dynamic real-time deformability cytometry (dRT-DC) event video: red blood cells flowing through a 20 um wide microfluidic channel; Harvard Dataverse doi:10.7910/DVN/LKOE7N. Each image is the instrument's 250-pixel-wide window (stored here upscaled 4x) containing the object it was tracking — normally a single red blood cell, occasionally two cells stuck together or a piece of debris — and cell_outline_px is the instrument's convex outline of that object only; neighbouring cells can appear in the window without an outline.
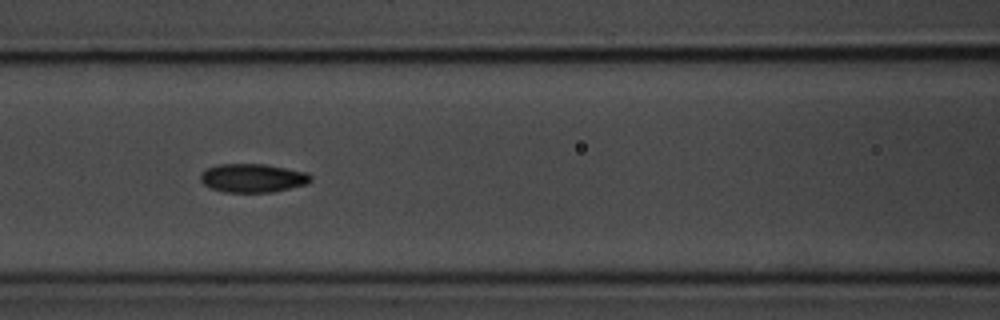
{"species": "common noctule bat (a hibernating species)", "species_latin": "Nyctalus noctula", "temperature_condition": "room temperature", "stored_images_in_passage": 25, "camera_frame_rate_fps": 3000, "um_per_image_px": 0.085, "animal": {"sex": "male", "body_mass_g": 20.1, "forearm_length_mm": 53.5}, "frame": {"image": 1, "passage_image": 11, "time_ms": 3.333, "image_size_px": [1000, 320], "cell_outline_px": [[312, 180], [308, 184], [272, 192], [224, 192], [212, 188], [204, 184], [200, 180], [200, 176], [208, 168], [220, 164], [264, 164], [308, 172], [312, 176]], "centroid_in_image_um": [21.53, 15.13], "position_along_channel_um": 145.1, "area_um2": 18.32}}